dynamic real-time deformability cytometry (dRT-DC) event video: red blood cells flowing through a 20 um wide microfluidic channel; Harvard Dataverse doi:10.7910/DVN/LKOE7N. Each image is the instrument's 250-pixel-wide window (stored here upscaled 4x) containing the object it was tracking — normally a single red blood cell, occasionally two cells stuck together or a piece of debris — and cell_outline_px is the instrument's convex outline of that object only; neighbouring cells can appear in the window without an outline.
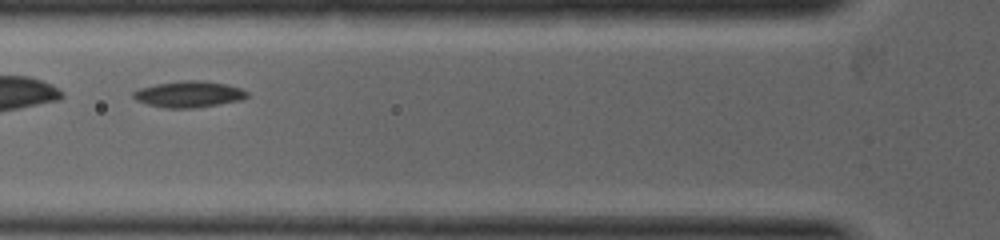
{"species": "common noctule bat (a hibernating species)", "species_latin": "Nyctalus noctula", "temperature_condition": "warm", "stored_images_in_passage": 3, "camera_frame_rate_fps": 5000, "um_per_image_px": 0.085, "animal": {"sex": "female", "body_mass_g": 19.0, "forearm_length_mm": 53.3}, "frame": {"image": 1, "passage_image": 2, "time_ms": 0.6, "image_size_px": [1000, 240], "cell_outline_px": [[248, 96], [240, 100], [220, 104], [196, 108], [164, 108], [148, 104], [136, 100], [132, 96], [132, 92], [140, 88], [156, 84], [184, 80], [204, 80], [228, 84], [240, 88], [248, 92]], "centroid_in_image_um": [16.06, 8.0], "position_along_channel_um": 109.7, "area_um2": 17.51}}